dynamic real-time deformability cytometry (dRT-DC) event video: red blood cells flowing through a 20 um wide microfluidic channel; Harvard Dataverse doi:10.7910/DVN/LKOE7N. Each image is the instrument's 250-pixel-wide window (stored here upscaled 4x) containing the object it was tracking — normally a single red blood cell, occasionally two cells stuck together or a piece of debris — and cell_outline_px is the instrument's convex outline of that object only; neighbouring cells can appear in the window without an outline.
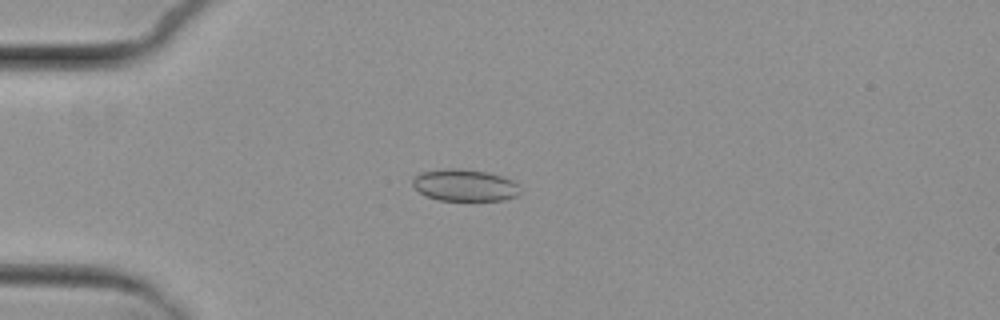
{"species": "common noctule bat (a hibernating species)", "species_latin": "Nyctalus noctula", "temperature_condition": "cold", "stored_images_in_passage": 4, "camera_frame_rate_fps": 3000, "um_per_image_px": 0.085, "animal": {"sex": "female", "body_mass_g": 29.2, "forearm_length_mm": 56.3}, "frame": {"image": 1, "passage_image": 3, "time_ms": 3.0, "image_size_px": [1000, 320], "cell_outline_px": [[520, 192], [516, 196], [504, 200], [440, 200], [424, 196], [412, 184], [412, 176], [420, 172], [448, 168], [460, 168], [488, 172], [512, 180], [520, 184]], "centroid_in_image_um": [39.49, 15.74], "position_along_channel_um": 45.5, "area_um2": 20.17}}